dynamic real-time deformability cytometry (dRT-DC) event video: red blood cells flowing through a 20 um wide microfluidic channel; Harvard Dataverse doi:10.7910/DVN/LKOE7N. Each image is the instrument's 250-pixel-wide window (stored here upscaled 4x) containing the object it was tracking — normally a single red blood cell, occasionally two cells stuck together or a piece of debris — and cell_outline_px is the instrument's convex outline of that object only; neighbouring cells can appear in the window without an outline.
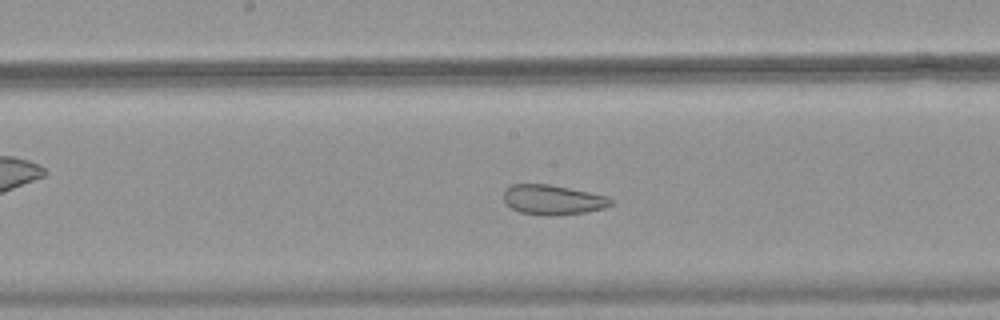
{"species": "common noctule bat (a hibernating species)", "species_latin": "Nyctalus noctula", "temperature_condition": "warm", "stored_images_in_passage": 50, "camera_frame_rate_fps": 3000, "um_per_image_px": 0.085, "animal": {"sex": "female", "body_mass_g": 18.4}, "frame": {"image": 1, "passage_image": 26, "time_ms": 8.333, "image_size_px": [1000, 320], "cell_outline_px": [[612, 204], [604, 208], [588, 212], [560, 216], [544, 216], [520, 212], [512, 208], [504, 200], [504, 188], [512, 184], [548, 184], [608, 196], [612, 200]], "centroid_in_image_um": [46.99, 17.0], "position_along_channel_um": 201.2, "area_um2": 18.79}}
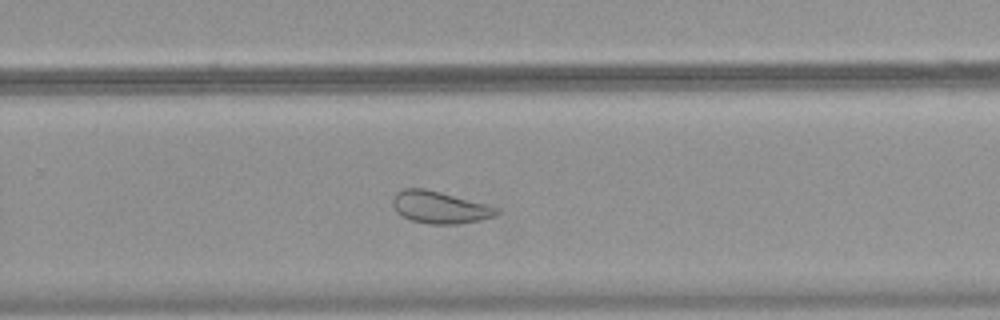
{"frame": {"image": 2, "passage_image": 33, "time_ms": 10.667, "image_size_px": [1000, 320], "cell_outline_px": [[500, 212], [492, 216], [480, 220], [456, 224], [428, 224], [412, 220], [400, 216], [396, 212], [392, 204], [392, 200], [396, 192], [404, 188], [424, 188], [488, 204], [500, 208]], "centroid_in_image_um": [37.36, 17.62], "position_along_channel_um": 292.4, "area_um2": 19.54}}
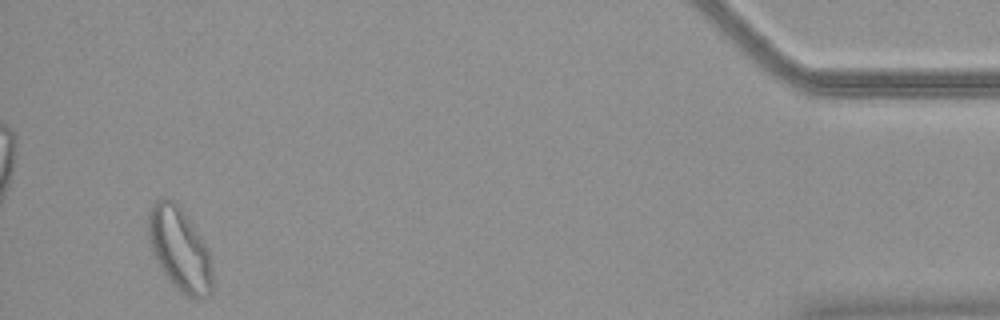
{"frame": {"image": 3, "passage_image": 48, "time_ms": 15.667, "image_size_px": [1000, 320], "cell_outline_px": [[212, 292], [208, 296], [200, 300], [196, 300], [180, 292], [172, 284], [160, 268], [148, 240], [148, 212], [152, 200], [164, 196], [168, 196], [184, 212], [208, 248], [212, 260]], "centroid_in_image_um": [15.26, 21.18], "position_along_channel_um": 419.9, "area_um2": 31.62}}